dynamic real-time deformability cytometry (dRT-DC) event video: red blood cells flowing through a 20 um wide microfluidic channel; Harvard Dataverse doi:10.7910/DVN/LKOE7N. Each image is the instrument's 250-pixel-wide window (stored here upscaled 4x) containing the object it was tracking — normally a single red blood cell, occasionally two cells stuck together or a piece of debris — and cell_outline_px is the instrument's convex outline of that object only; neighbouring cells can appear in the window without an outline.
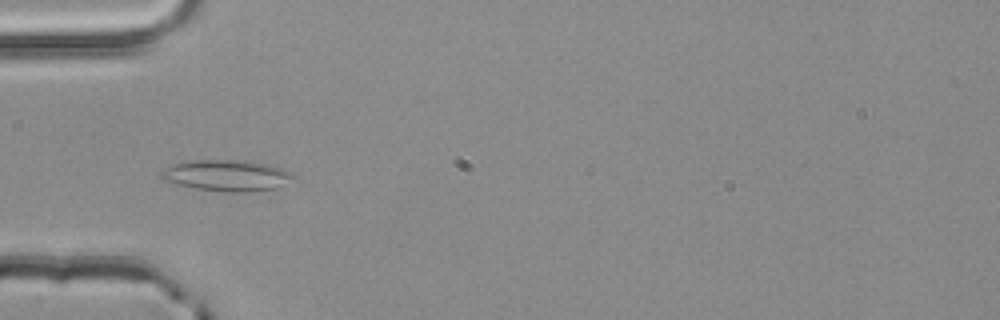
{"species": "common noctule bat (a hibernating species)", "species_latin": "Nyctalus noctula", "temperature_condition": "room temperature", "stored_images_in_passage": 3, "camera_frame_rate_fps": 3000, "um_per_image_px": 0.085, "animal": {"sex": "male", "body_mass_g": 20.4}, "frame": {"image": 1, "passage_image": 3, "time_ms": 0.667, "image_size_px": [1000, 320], "cell_outline_px": [[296, 180], [276, 188], [248, 192], [228, 192], [196, 188], [176, 184], [164, 180], [160, 176], [160, 172], [164, 168], [172, 164], [192, 160], [248, 160], [268, 164], [284, 168], [296, 176]], "centroid_in_image_um": [19.33, 14.91], "position_along_channel_um": 65.7, "area_um2": 24.33}}